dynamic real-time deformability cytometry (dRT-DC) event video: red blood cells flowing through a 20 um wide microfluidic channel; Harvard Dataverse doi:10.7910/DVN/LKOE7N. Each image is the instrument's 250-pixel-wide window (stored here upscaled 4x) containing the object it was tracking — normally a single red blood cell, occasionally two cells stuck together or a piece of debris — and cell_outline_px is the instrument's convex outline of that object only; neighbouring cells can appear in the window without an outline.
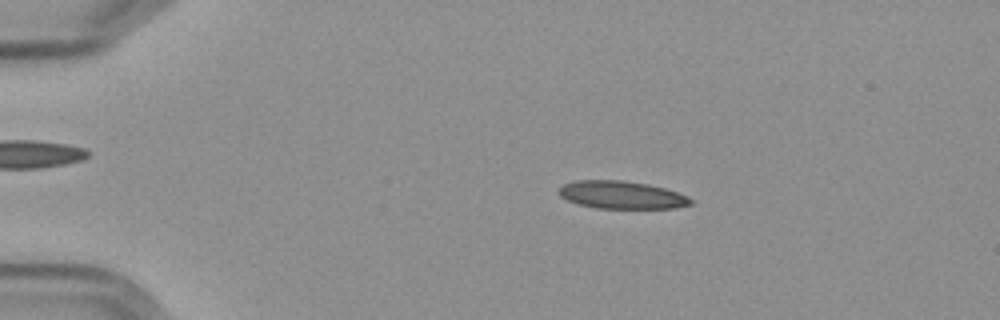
{"species": "Egyptian fruit bat (a non-hibernating species)", "species_latin": "Rousettus aegyptiacus", "temperature_condition": "cold", "stored_images_in_passage": 56, "camera_frame_rate_fps": 3000, "um_per_image_px": 0.085, "frame": {"image": 1, "passage_image": 11, "time_ms": 3.333, "image_size_px": [1000, 320], "cell_outline_px": [[692, 204], [676, 208], [596, 208], [580, 204], [568, 200], [560, 196], [560, 188], [564, 184], [576, 180], [624, 180], [648, 184], [664, 188], [688, 196], [692, 200]], "centroid_in_image_um": [52.86, 16.56], "position_along_channel_um": 32.1, "area_um2": 21.15}}
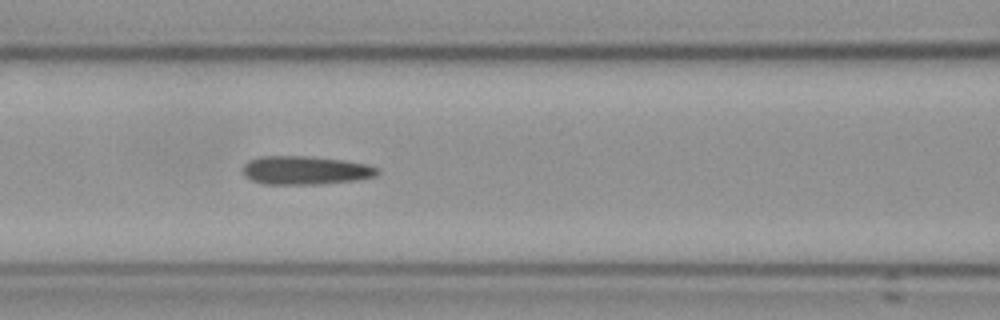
{"frame": {"image": 2, "passage_image": 25, "time_ms": 8.0, "image_size_px": [1000, 320], "cell_outline_px": [[380, 172], [376, 176], [360, 180], [320, 184], [264, 184], [252, 180], [244, 176], [240, 168], [248, 160], [260, 156], [304, 156], [340, 160], [364, 164], [376, 168]], "centroid_in_image_um": [25.89, 14.48], "position_along_channel_um": 140.7, "area_um2": 22.43}}
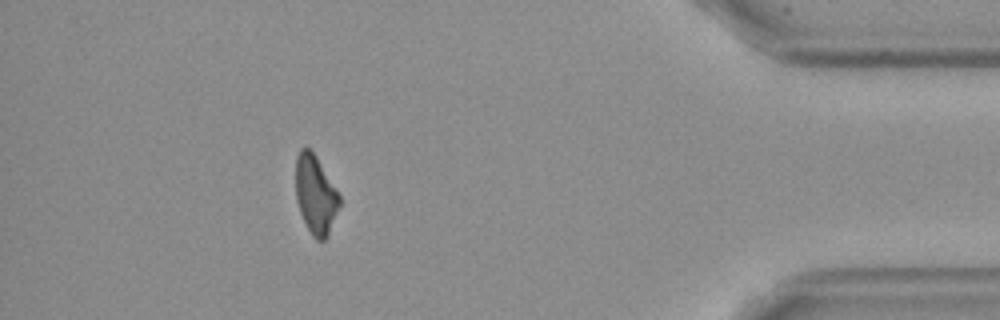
{"frame": {"image": 3, "passage_image": 51, "time_ms": 16.667, "image_size_px": [1000, 320], "cell_outline_px": [[340, 204], [328, 236], [324, 240], [316, 240], [312, 236], [300, 212], [296, 200], [296, 156], [300, 148], [308, 148], [316, 156], [336, 188], [340, 196]], "centroid_in_image_um": [26.82, 16.55], "position_along_channel_um": 408.4, "area_um2": 19.94}, "authors_computed_cell_mechanics": {"area_um2": 21.964, "velocity_mm_per_s": 3.6048, "shape_relaxation_time_tau1_ms": null, "shape_relaxation_time_tau2_ms": 3.9566, "deformation_change_tau1": null, "deformation_change_tau2": 0.1254}}